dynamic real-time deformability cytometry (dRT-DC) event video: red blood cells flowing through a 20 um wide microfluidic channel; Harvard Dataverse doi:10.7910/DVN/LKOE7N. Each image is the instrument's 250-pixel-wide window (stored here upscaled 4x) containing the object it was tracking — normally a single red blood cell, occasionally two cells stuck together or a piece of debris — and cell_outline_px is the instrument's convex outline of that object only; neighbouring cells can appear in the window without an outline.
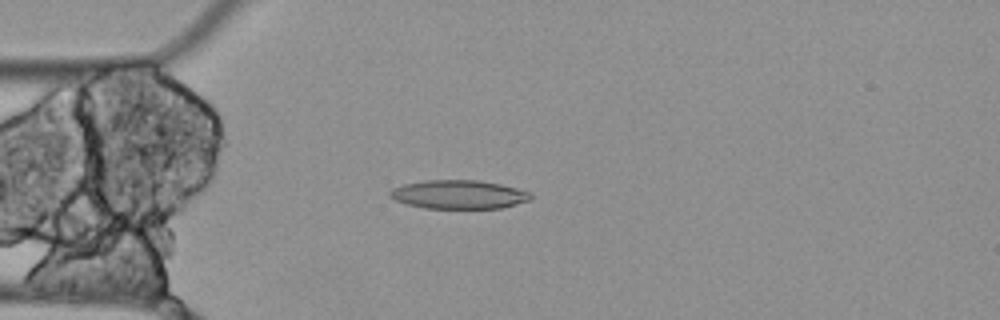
{"species": "Egyptian fruit bat (a non-hibernating species)", "species_latin": "Rousettus aegyptiacus", "temperature_condition": "cold", "stored_images_in_passage": 4, "camera_frame_rate_fps": 3000, "um_per_image_px": 0.085, "animal": {"sex": "female"}, "frame": {"image": 1, "passage_image": 3, "time_ms": 0.667, "image_size_px": [1000, 320], "cell_outline_px": [[532, 200], [500, 208], [424, 208], [408, 204], [396, 200], [388, 196], [388, 192], [392, 188], [404, 184], [424, 180], [480, 180], [500, 184], [532, 192]], "centroid_in_image_um": [39.0, 16.52], "position_along_channel_um": 46.0, "area_um2": 23.64}}